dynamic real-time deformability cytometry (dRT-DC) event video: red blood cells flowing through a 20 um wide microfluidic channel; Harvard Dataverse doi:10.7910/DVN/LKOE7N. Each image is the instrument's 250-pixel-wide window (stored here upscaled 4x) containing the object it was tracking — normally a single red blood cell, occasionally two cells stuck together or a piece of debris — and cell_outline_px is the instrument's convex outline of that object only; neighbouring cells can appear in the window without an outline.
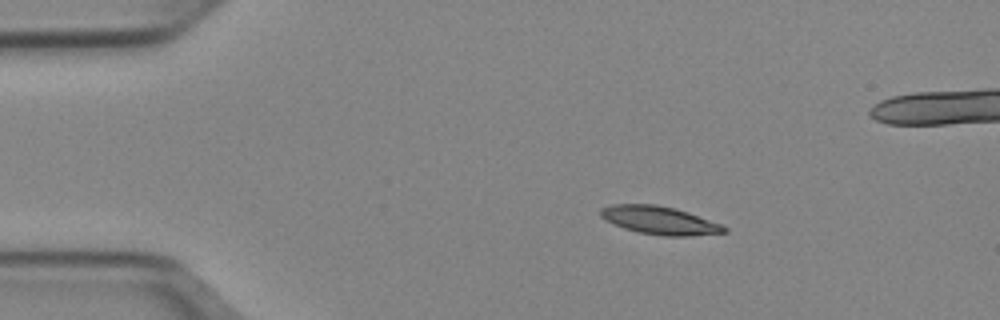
{"species": "Egyptian fruit bat (a non-hibernating species)", "species_latin": "Rousettus aegyptiacus", "temperature_condition": "cold", "stored_images_in_passage": 44, "camera_frame_rate_fps": 3000, "um_per_image_px": 0.085, "animal": {"sex": "female"}, "frame": {"image": 1, "passage_image": 1, "time_ms": 0.0, "image_size_px": [1000, 320], "cell_outline_px": [[728, 232], [688, 236], [664, 236], [636, 232], [612, 224], [604, 220], [600, 216], [600, 208], [612, 204], [656, 204], [676, 208], [688, 212], [720, 224], [728, 228]], "centroid_in_image_um": [56.02, 18.73], "position_along_channel_um": 29.0, "area_um2": 20.4}}
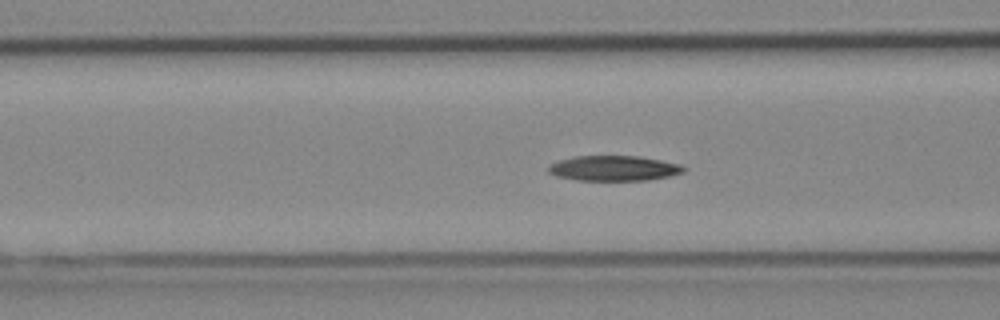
{"frame": {"image": 2, "passage_image": 12, "time_ms": 3.667, "image_size_px": [1000, 320], "cell_outline_px": [[688, 168], [684, 172], [668, 176], [648, 180], [576, 180], [556, 176], [548, 172], [548, 168], [552, 164], [560, 160], [572, 156], [640, 156], [680, 164]], "centroid_in_image_um": [52.2, 14.3], "position_along_channel_um": 114.4, "area_um2": 19.83}}
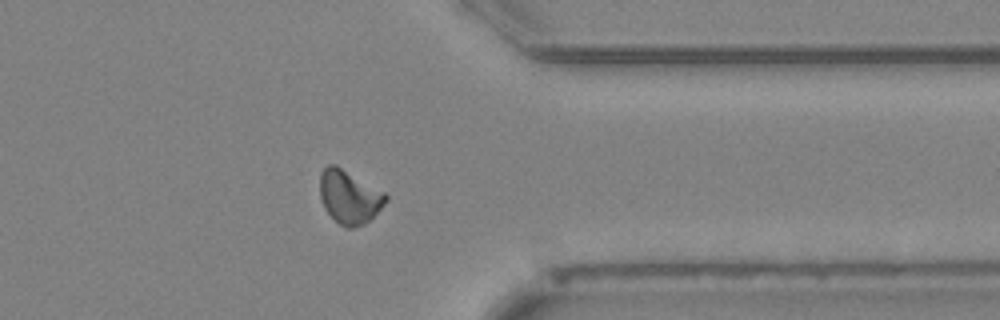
{"frame": {"image": 3, "passage_image": 33, "time_ms": 10.667, "image_size_px": [1000, 320], "cell_outline_px": [[388, 200], [364, 224], [352, 228], [344, 228], [324, 208], [320, 196], [320, 172], [328, 164], [336, 164], [384, 192], [388, 196]], "centroid_in_image_um": [29.67, 16.71], "position_along_channel_um": 381.7, "area_um2": 20.35}, "authors_computed_cell_mechanics": {"area_um2": 19.8832, "velocity_mm_per_s": 3.9297, "shape_relaxation_time_tau1_ms": 9.2809, "shape_relaxation_time_tau2_ms": null, "deformation_change_tau1": 0.203, "deformation_change_tau2": null}}